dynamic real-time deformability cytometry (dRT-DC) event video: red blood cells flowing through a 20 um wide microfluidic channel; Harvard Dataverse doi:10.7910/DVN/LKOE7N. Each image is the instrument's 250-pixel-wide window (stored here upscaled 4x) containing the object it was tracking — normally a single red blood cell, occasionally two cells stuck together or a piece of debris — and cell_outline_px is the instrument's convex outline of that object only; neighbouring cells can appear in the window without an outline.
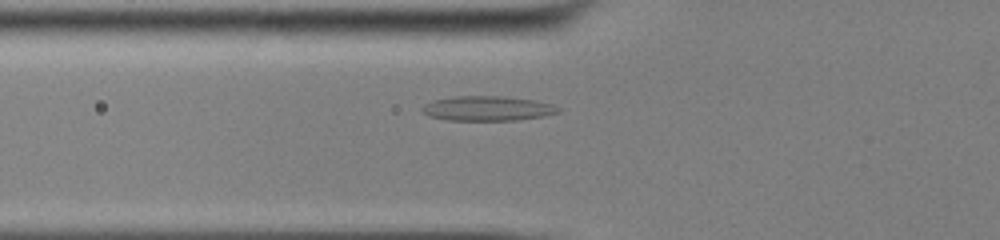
{"species": "common noctule bat (a hibernating species)", "species_latin": "Nyctalus noctula", "temperature_condition": "cold", "stored_images_in_passage": 45, "camera_frame_rate_fps": 3000, "um_per_image_px": 0.085, "animal": {"sex": "male", "body_mass_g": 13.0, "forearm_length_mm": 53.1}, "frame": {"image": 1, "passage_image": 12, "time_ms": 3.667, "image_size_px": [1000, 240], "cell_outline_px": [[560, 112], [544, 116], [516, 120], [448, 120], [428, 116], [420, 108], [424, 104], [432, 100], [456, 96], [504, 96], [536, 100], [552, 104], [560, 108]], "centroid_in_image_um": [41.44, 9.21], "position_along_channel_um": 84.4, "area_um2": 19.71}}
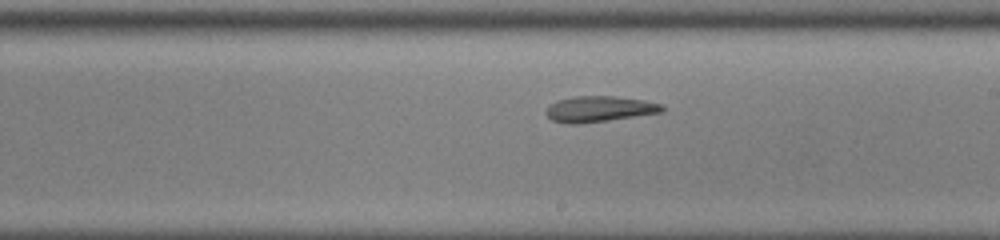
{"frame": {"image": 2, "passage_image": 24, "time_ms": 7.667, "image_size_px": [1000, 240], "cell_outline_px": [[664, 112], [580, 124], [568, 124], [552, 120], [544, 112], [556, 100], [576, 96], [612, 96], [644, 100], [660, 104], [664, 108]], "centroid_in_image_um": [50.93, 9.27], "position_along_channel_um": 238.1, "area_um2": 17.34}}
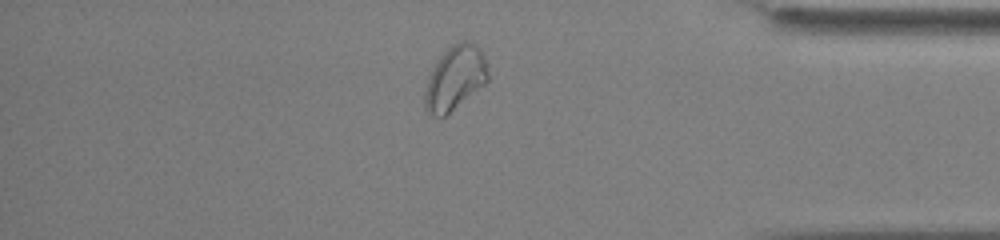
{"frame": {"image": 3, "passage_image": 38, "time_ms": 12.333, "image_size_px": [1000, 240], "cell_outline_px": [[488, 80], [484, 84], [440, 120], [428, 116], [424, 108], [424, 92], [428, 72], [440, 56], [452, 44], [460, 40], [468, 40], [476, 44], [484, 52], [488, 64]], "centroid_in_image_um": [38.64, 6.64], "position_along_channel_um": 396.6, "area_um2": 24.39}, "authors_computed_cell_mechanics": {"area_um2": 19.3052, "velocity_mm_per_s": 3.843, "shape_relaxation_time_tau1_ms": null, "shape_relaxation_time_tau2_ms": 4.0436, "deformation_change_tau1": null, "deformation_change_tau2": 0.1025}}